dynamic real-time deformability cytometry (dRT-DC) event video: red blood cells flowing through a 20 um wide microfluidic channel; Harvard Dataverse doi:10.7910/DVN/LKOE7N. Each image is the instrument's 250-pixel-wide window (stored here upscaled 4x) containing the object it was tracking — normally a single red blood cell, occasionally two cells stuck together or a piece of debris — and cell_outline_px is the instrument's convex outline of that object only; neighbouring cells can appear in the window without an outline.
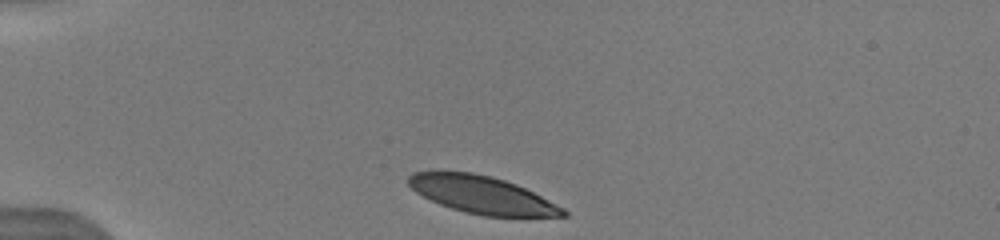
{"species": "human", "species_latin": "Homo sapiens", "temperature_condition": "warm", "stored_images_in_passage": 18, "camera_frame_rate_fps": 3000, "um_per_image_px": 0.085, "donor": {"sex": "male"}, "frame": {"image": 1, "passage_image": 1, "time_ms": 0.0, "image_size_px": [1000, 240], "cell_outline_px": [[568, 216], [484, 216], [464, 212], [440, 204], [416, 192], [408, 184], [408, 176], [412, 172], [472, 172], [492, 176], [516, 184], [564, 208], [568, 212]], "centroid_in_image_um": [40.97, 16.56], "position_along_channel_um": 44.0, "area_um2": 33.29}}